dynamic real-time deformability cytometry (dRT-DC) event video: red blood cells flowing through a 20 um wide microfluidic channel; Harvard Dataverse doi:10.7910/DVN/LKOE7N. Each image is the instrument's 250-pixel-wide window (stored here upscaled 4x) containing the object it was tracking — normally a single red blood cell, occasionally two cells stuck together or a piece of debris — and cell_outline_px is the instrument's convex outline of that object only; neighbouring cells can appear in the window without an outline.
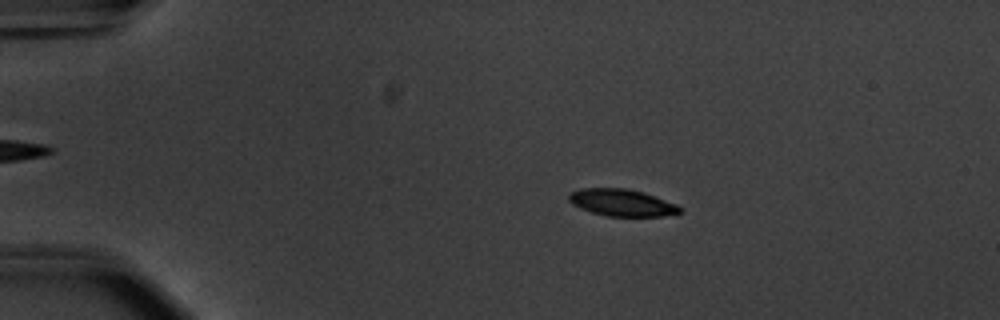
{"species": "common noctule bat (a hibernating species)", "species_latin": "Nyctalus noctula", "temperature_condition": "warm", "stored_images_in_passage": 46, "camera_frame_rate_fps": 3000, "um_per_image_px": 0.085, "animal": {"sex": "male", "body_mass_g": 20.1, "forearm_length_mm": 53.5}, "frame": {"image": 1, "passage_image": 2, "time_ms": 0.333, "image_size_px": [1000, 320], "cell_outline_px": [[684, 212], [660, 216], [608, 216], [592, 212], [580, 208], [572, 204], [568, 200], [568, 192], [580, 188], [628, 188], [644, 192], [676, 204], [684, 208]], "centroid_in_image_um": [52.85, 17.21], "position_along_channel_um": 32.1, "area_um2": 17.63}}
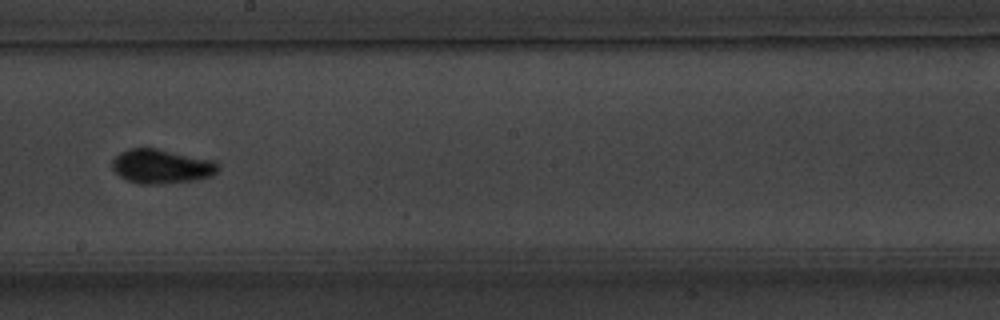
{"frame": {"image": 2, "passage_image": 23, "time_ms": 7.333, "image_size_px": [1000, 320], "cell_outline_px": [[220, 168], [212, 176], [192, 180], [164, 184], [140, 184], [128, 180], [120, 176], [112, 168], [112, 156], [128, 148], [156, 148], [216, 160], [220, 164]], "centroid_in_image_um": [13.73, 14.13], "position_along_channel_um": 234.5, "area_um2": 21.44}}
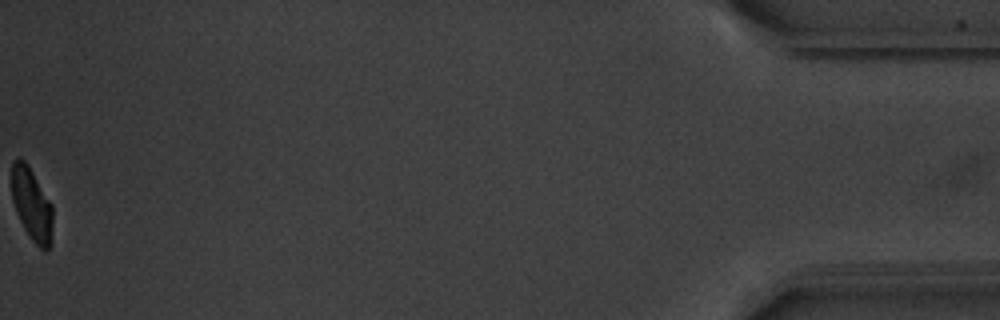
{"frame": {"image": 3, "passage_image": 46, "time_ms": 15.0, "image_size_px": [1000, 320], "cell_outline_px": [[52, 240], [48, 248], [44, 252], [32, 240], [24, 228], [16, 212], [12, 200], [12, 160], [20, 156], [28, 164], [52, 204]], "centroid_in_image_um": [2.7, 17.35], "position_along_channel_um": 432.5, "area_um2": 17.51}, "authors_computed_cell_mechanics": {"area_um2": 19.1318, "velocity_mm_per_s": 3.7624, "shape_relaxation_time_tau1_ms": 1.9196, "shape_relaxation_time_tau2_ms": 2.796, "deformation_change_tau1": 0.1247, "deformation_change_tau2": 0.0685}}